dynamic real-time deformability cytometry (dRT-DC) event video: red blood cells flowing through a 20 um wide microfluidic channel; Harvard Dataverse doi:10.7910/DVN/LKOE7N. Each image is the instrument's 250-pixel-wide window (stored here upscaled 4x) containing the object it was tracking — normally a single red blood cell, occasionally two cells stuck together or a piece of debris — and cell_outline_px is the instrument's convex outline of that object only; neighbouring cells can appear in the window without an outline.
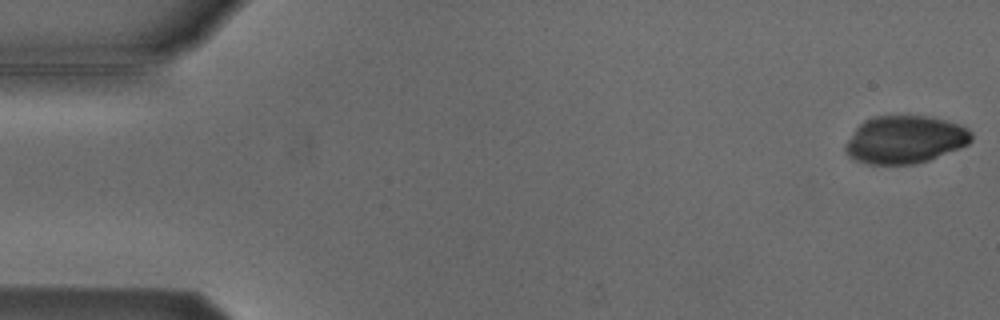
{"species": "Egyptian fruit bat (a non-hibernating species)", "species_latin": "Rousettus aegyptiacus", "temperature_condition": "cold", "stored_images_in_passage": 6, "camera_frame_rate_fps": 3000, "um_per_image_px": 0.085, "animal": {"sex": "male"}, "frame": {"image": 1, "passage_image": 1, "time_ms": 0.0, "image_size_px": [1000, 320], "cell_outline_px": [[972, 140], [968, 144], [928, 160], [912, 164], [868, 164], [856, 160], [848, 156], [844, 148], [848, 140], [856, 128], [864, 120], [872, 116], [928, 116], [948, 120], [960, 124], [968, 128], [972, 132]], "centroid_in_image_um": [76.93, 11.85], "position_along_channel_um": 8.1, "area_um2": 34.97}}